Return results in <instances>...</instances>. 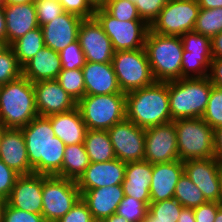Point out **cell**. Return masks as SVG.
Returning a JSON list of instances; mask_svg holds the SVG:
<instances>
[{
    "label": "cell",
    "instance_id": "cell-1",
    "mask_svg": "<svg viewBox=\"0 0 222 222\" xmlns=\"http://www.w3.org/2000/svg\"><path fill=\"white\" fill-rule=\"evenodd\" d=\"M33 173L62 177L65 144L55 136L50 120L37 116L21 128Z\"/></svg>",
    "mask_w": 222,
    "mask_h": 222
},
{
    "label": "cell",
    "instance_id": "cell-2",
    "mask_svg": "<svg viewBox=\"0 0 222 222\" xmlns=\"http://www.w3.org/2000/svg\"><path fill=\"white\" fill-rule=\"evenodd\" d=\"M126 119L143 129L171 122L168 81L126 93Z\"/></svg>",
    "mask_w": 222,
    "mask_h": 222
},
{
    "label": "cell",
    "instance_id": "cell-3",
    "mask_svg": "<svg viewBox=\"0 0 222 222\" xmlns=\"http://www.w3.org/2000/svg\"><path fill=\"white\" fill-rule=\"evenodd\" d=\"M38 116L33 83L21 76L0 86V123L21 129Z\"/></svg>",
    "mask_w": 222,
    "mask_h": 222
},
{
    "label": "cell",
    "instance_id": "cell-4",
    "mask_svg": "<svg viewBox=\"0 0 222 222\" xmlns=\"http://www.w3.org/2000/svg\"><path fill=\"white\" fill-rule=\"evenodd\" d=\"M155 81L182 79L183 44L180 36L148 31L144 45Z\"/></svg>",
    "mask_w": 222,
    "mask_h": 222
},
{
    "label": "cell",
    "instance_id": "cell-5",
    "mask_svg": "<svg viewBox=\"0 0 222 222\" xmlns=\"http://www.w3.org/2000/svg\"><path fill=\"white\" fill-rule=\"evenodd\" d=\"M212 87L213 85L208 77L168 81L172 121L201 118L209 101Z\"/></svg>",
    "mask_w": 222,
    "mask_h": 222
},
{
    "label": "cell",
    "instance_id": "cell-6",
    "mask_svg": "<svg viewBox=\"0 0 222 222\" xmlns=\"http://www.w3.org/2000/svg\"><path fill=\"white\" fill-rule=\"evenodd\" d=\"M76 106L90 130H108L126 119V94L85 95Z\"/></svg>",
    "mask_w": 222,
    "mask_h": 222
},
{
    "label": "cell",
    "instance_id": "cell-7",
    "mask_svg": "<svg viewBox=\"0 0 222 222\" xmlns=\"http://www.w3.org/2000/svg\"><path fill=\"white\" fill-rule=\"evenodd\" d=\"M180 161L214 157V129L202 118L174 120Z\"/></svg>",
    "mask_w": 222,
    "mask_h": 222
},
{
    "label": "cell",
    "instance_id": "cell-8",
    "mask_svg": "<svg viewBox=\"0 0 222 222\" xmlns=\"http://www.w3.org/2000/svg\"><path fill=\"white\" fill-rule=\"evenodd\" d=\"M111 63L119 87L125 94L155 82L145 48L114 52Z\"/></svg>",
    "mask_w": 222,
    "mask_h": 222
},
{
    "label": "cell",
    "instance_id": "cell-9",
    "mask_svg": "<svg viewBox=\"0 0 222 222\" xmlns=\"http://www.w3.org/2000/svg\"><path fill=\"white\" fill-rule=\"evenodd\" d=\"M81 198L76 181L56 175H42V216L57 222Z\"/></svg>",
    "mask_w": 222,
    "mask_h": 222
},
{
    "label": "cell",
    "instance_id": "cell-10",
    "mask_svg": "<svg viewBox=\"0 0 222 222\" xmlns=\"http://www.w3.org/2000/svg\"><path fill=\"white\" fill-rule=\"evenodd\" d=\"M94 18L110 38L115 52L144 48L150 26L143 20L119 21L103 7L95 9Z\"/></svg>",
    "mask_w": 222,
    "mask_h": 222
},
{
    "label": "cell",
    "instance_id": "cell-11",
    "mask_svg": "<svg viewBox=\"0 0 222 222\" xmlns=\"http://www.w3.org/2000/svg\"><path fill=\"white\" fill-rule=\"evenodd\" d=\"M199 11L197 0H169L150 25V31L171 36L194 31Z\"/></svg>",
    "mask_w": 222,
    "mask_h": 222
},
{
    "label": "cell",
    "instance_id": "cell-12",
    "mask_svg": "<svg viewBox=\"0 0 222 222\" xmlns=\"http://www.w3.org/2000/svg\"><path fill=\"white\" fill-rule=\"evenodd\" d=\"M107 131L117 159L126 163L144 160L145 129L124 119Z\"/></svg>",
    "mask_w": 222,
    "mask_h": 222
},
{
    "label": "cell",
    "instance_id": "cell-13",
    "mask_svg": "<svg viewBox=\"0 0 222 222\" xmlns=\"http://www.w3.org/2000/svg\"><path fill=\"white\" fill-rule=\"evenodd\" d=\"M174 122L145 129L144 160L151 164L179 160Z\"/></svg>",
    "mask_w": 222,
    "mask_h": 222
},
{
    "label": "cell",
    "instance_id": "cell-14",
    "mask_svg": "<svg viewBox=\"0 0 222 222\" xmlns=\"http://www.w3.org/2000/svg\"><path fill=\"white\" fill-rule=\"evenodd\" d=\"M78 41L86 61L112 62L115 51L111 40L95 18L83 19L78 32Z\"/></svg>",
    "mask_w": 222,
    "mask_h": 222
},
{
    "label": "cell",
    "instance_id": "cell-15",
    "mask_svg": "<svg viewBox=\"0 0 222 222\" xmlns=\"http://www.w3.org/2000/svg\"><path fill=\"white\" fill-rule=\"evenodd\" d=\"M184 172L207 201L219 202L222 165L213 157L183 161Z\"/></svg>",
    "mask_w": 222,
    "mask_h": 222
},
{
    "label": "cell",
    "instance_id": "cell-16",
    "mask_svg": "<svg viewBox=\"0 0 222 222\" xmlns=\"http://www.w3.org/2000/svg\"><path fill=\"white\" fill-rule=\"evenodd\" d=\"M33 86L39 116L48 117L67 112L77 105L56 79L39 81L33 83Z\"/></svg>",
    "mask_w": 222,
    "mask_h": 222
},
{
    "label": "cell",
    "instance_id": "cell-17",
    "mask_svg": "<svg viewBox=\"0 0 222 222\" xmlns=\"http://www.w3.org/2000/svg\"><path fill=\"white\" fill-rule=\"evenodd\" d=\"M126 162L117 158L108 162H90L76 181L80 191L122 184L125 178Z\"/></svg>",
    "mask_w": 222,
    "mask_h": 222
},
{
    "label": "cell",
    "instance_id": "cell-18",
    "mask_svg": "<svg viewBox=\"0 0 222 222\" xmlns=\"http://www.w3.org/2000/svg\"><path fill=\"white\" fill-rule=\"evenodd\" d=\"M6 202L13 208L42 213V174L20 175Z\"/></svg>",
    "mask_w": 222,
    "mask_h": 222
},
{
    "label": "cell",
    "instance_id": "cell-19",
    "mask_svg": "<svg viewBox=\"0 0 222 222\" xmlns=\"http://www.w3.org/2000/svg\"><path fill=\"white\" fill-rule=\"evenodd\" d=\"M82 18L63 12L52 22L41 26L45 46L60 52L69 44L78 40V32Z\"/></svg>",
    "mask_w": 222,
    "mask_h": 222
},
{
    "label": "cell",
    "instance_id": "cell-20",
    "mask_svg": "<svg viewBox=\"0 0 222 222\" xmlns=\"http://www.w3.org/2000/svg\"><path fill=\"white\" fill-rule=\"evenodd\" d=\"M0 159L20 175L33 173L21 129L5 128L0 142Z\"/></svg>",
    "mask_w": 222,
    "mask_h": 222
},
{
    "label": "cell",
    "instance_id": "cell-21",
    "mask_svg": "<svg viewBox=\"0 0 222 222\" xmlns=\"http://www.w3.org/2000/svg\"><path fill=\"white\" fill-rule=\"evenodd\" d=\"M94 221H102L113 215L124 198L122 184L80 191Z\"/></svg>",
    "mask_w": 222,
    "mask_h": 222
},
{
    "label": "cell",
    "instance_id": "cell-22",
    "mask_svg": "<svg viewBox=\"0 0 222 222\" xmlns=\"http://www.w3.org/2000/svg\"><path fill=\"white\" fill-rule=\"evenodd\" d=\"M82 73L85 95L125 94L119 87L112 63L86 61Z\"/></svg>",
    "mask_w": 222,
    "mask_h": 222
},
{
    "label": "cell",
    "instance_id": "cell-23",
    "mask_svg": "<svg viewBox=\"0 0 222 222\" xmlns=\"http://www.w3.org/2000/svg\"><path fill=\"white\" fill-rule=\"evenodd\" d=\"M183 173L184 164L180 160L153 164L150 181L151 202L173 198L176 184Z\"/></svg>",
    "mask_w": 222,
    "mask_h": 222
},
{
    "label": "cell",
    "instance_id": "cell-24",
    "mask_svg": "<svg viewBox=\"0 0 222 222\" xmlns=\"http://www.w3.org/2000/svg\"><path fill=\"white\" fill-rule=\"evenodd\" d=\"M6 41L10 46L29 31L39 27L34 2L4 5Z\"/></svg>",
    "mask_w": 222,
    "mask_h": 222
},
{
    "label": "cell",
    "instance_id": "cell-25",
    "mask_svg": "<svg viewBox=\"0 0 222 222\" xmlns=\"http://www.w3.org/2000/svg\"><path fill=\"white\" fill-rule=\"evenodd\" d=\"M153 164L148 161L127 162L122 182L124 196L134 197L149 206Z\"/></svg>",
    "mask_w": 222,
    "mask_h": 222
},
{
    "label": "cell",
    "instance_id": "cell-26",
    "mask_svg": "<svg viewBox=\"0 0 222 222\" xmlns=\"http://www.w3.org/2000/svg\"><path fill=\"white\" fill-rule=\"evenodd\" d=\"M61 70L59 52L45 46L22 66V76L36 83L56 79Z\"/></svg>",
    "mask_w": 222,
    "mask_h": 222
},
{
    "label": "cell",
    "instance_id": "cell-27",
    "mask_svg": "<svg viewBox=\"0 0 222 222\" xmlns=\"http://www.w3.org/2000/svg\"><path fill=\"white\" fill-rule=\"evenodd\" d=\"M47 118L51 122L55 136L65 145L84 142L87 127L77 106L67 112L53 114Z\"/></svg>",
    "mask_w": 222,
    "mask_h": 222
},
{
    "label": "cell",
    "instance_id": "cell-28",
    "mask_svg": "<svg viewBox=\"0 0 222 222\" xmlns=\"http://www.w3.org/2000/svg\"><path fill=\"white\" fill-rule=\"evenodd\" d=\"M83 144L90 162H108L116 158L107 130L87 129Z\"/></svg>",
    "mask_w": 222,
    "mask_h": 222
},
{
    "label": "cell",
    "instance_id": "cell-29",
    "mask_svg": "<svg viewBox=\"0 0 222 222\" xmlns=\"http://www.w3.org/2000/svg\"><path fill=\"white\" fill-rule=\"evenodd\" d=\"M89 164V157L83 143L66 145L62 163V178L77 181Z\"/></svg>",
    "mask_w": 222,
    "mask_h": 222
},
{
    "label": "cell",
    "instance_id": "cell-30",
    "mask_svg": "<svg viewBox=\"0 0 222 222\" xmlns=\"http://www.w3.org/2000/svg\"><path fill=\"white\" fill-rule=\"evenodd\" d=\"M10 47L13 49L18 63L23 66L33 58L38 51L45 47L41 27L39 26L29 31L26 35L13 42Z\"/></svg>",
    "mask_w": 222,
    "mask_h": 222
},
{
    "label": "cell",
    "instance_id": "cell-31",
    "mask_svg": "<svg viewBox=\"0 0 222 222\" xmlns=\"http://www.w3.org/2000/svg\"><path fill=\"white\" fill-rule=\"evenodd\" d=\"M173 198L183 207L192 209L208 202L201 190L190 180L185 172L176 184Z\"/></svg>",
    "mask_w": 222,
    "mask_h": 222
},
{
    "label": "cell",
    "instance_id": "cell-32",
    "mask_svg": "<svg viewBox=\"0 0 222 222\" xmlns=\"http://www.w3.org/2000/svg\"><path fill=\"white\" fill-rule=\"evenodd\" d=\"M194 31L210 39L222 32V8L200 9Z\"/></svg>",
    "mask_w": 222,
    "mask_h": 222
},
{
    "label": "cell",
    "instance_id": "cell-33",
    "mask_svg": "<svg viewBox=\"0 0 222 222\" xmlns=\"http://www.w3.org/2000/svg\"><path fill=\"white\" fill-rule=\"evenodd\" d=\"M56 80L76 102L85 96V83L82 69H62Z\"/></svg>",
    "mask_w": 222,
    "mask_h": 222
},
{
    "label": "cell",
    "instance_id": "cell-34",
    "mask_svg": "<svg viewBox=\"0 0 222 222\" xmlns=\"http://www.w3.org/2000/svg\"><path fill=\"white\" fill-rule=\"evenodd\" d=\"M183 206L175 199L150 202L148 213L155 222H177Z\"/></svg>",
    "mask_w": 222,
    "mask_h": 222
},
{
    "label": "cell",
    "instance_id": "cell-35",
    "mask_svg": "<svg viewBox=\"0 0 222 222\" xmlns=\"http://www.w3.org/2000/svg\"><path fill=\"white\" fill-rule=\"evenodd\" d=\"M183 44V55L212 56L211 39L195 31L180 36Z\"/></svg>",
    "mask_w": 222,
    "mask_h": 222
},
{
    "label": "cell",
    "instance_id": "cell-36",
    "mask_svg": "<svg viewBox=\"0 0 222 222\" xmlns=\"http://www.w3.org/2000/svg\"><path fill=\"white\" fill-rule=\"evenodd\" d=\"M212 56L183 55L182 78L208 77Z\"/></svg>",
    "mask_w": 222,
    "mask_h": 222
},
{
    "label": "cell",
    "instance_id": "cell-37",
    "mask_svg": "<svg viewBox=\"0 0 222 222\" xmlns=\"http://www.w3.org/2000/svg\"><path fill=\"white\" fill-rule=\"evenodd\" d=\"M22 76V66L9 46L0 54V86L17 80Z\"/></svg>",
    "mask_w": 222,
    "mask_h": 222
},
{
    "label": "cell",
    "instance_id": "cell-38",
    "mask_svg": "<svg viewBox=\"0 0 222 222\" xmlns=\"http://www.w3.org/2000/svg\"><path fill=\"white\" fill-rule=\"evenodd\" d=\"M148 209L149 206L143 201L124 196L115 213L126 218L129 222H142L148 214Z\"/></svg>",
    "mask_w": 222,
    "mask_h": 222
},
{
    "label": "cell",
    "instance_id": "cell-39",
    "mask_svg": "<svg viewBox=\"0 0 222 222\" xmlns=\"http://www.w3.org/2000/svg\"><path fill=\"white\" fill-rule=\"evenodd\" d=\"M201 118L213 129L222 125V88L212 87L209 101Z\"/></svg>",
    "mask_w": 222,
    "mask_h": 222
},
{
    "label": "cell",
    "instance_id": "cell-40",
    "mask_svg": "<svg viewBox=\"0 0 222 222\" xmlns=\"http://www.w3.org/2000/svg\"><path fill=\"white\" fill-rule=\"evenodd\" d=\"M103 8L119 21L142 20L130 0H106Z\"/></svg>",
    "mask_w": 222,
    "mask_h": 222
},
{
    "label": "cell",
    "instance_id": "cell-41",
    "mask_svg": "<svg viewBox=\"0 0 222 222\" xmlns=\"http://www.w3.org/2000/svg\"><path fill=\"white\" fill-rule=\"evenodd\" d=\"M62 69H82L85 65V55L80 47L79 41H75L59 52Z\"/></svg>",
    "mask_w": 222,
    "mask_h": 222
},
{
    "label": "cell",
    "instance_id": "cell-42",
    "mask_svg": "<svg viewBox=\"0 0 222 222\" xmlns=\"http://www.w3.org/2000/svg\"><path fill=\"white\" fill-rule=\"evenodd\" d=\"M34 5L40 27L48 22H52L54 18H57L64 12L59 0H35Z\"/></svg>",
    "mask_w": 222,
    "mask_h": 222
},
{
    "label": "cell",
    "instance_id": "cell-43",
    "mask_svg": "<svg viewBox=\"0 0 222 222\" xmlns=\"http://www.w3.org/2000/svg\"><path fill=\"white\" fill-rule=\"evenodd\" d=\"M168 1L169 0H135V6L140 18L150 26Z\"/></svg>",
    "mask_w": 222,
    "mask_h": 222
},
{
    "label": "cell",
    "instance_id": "cell-44",
    "mask_svg": "<svg viewBox=\"0 0 222 222\" xmlns=\"http://www.w3.org/2000/svg\"><path fill=\"white\" fill-rule=\"evenodd\" d=\"M2 222H46L42 214L30 213L11 207L7 202L4 206Z\"/></svg>",
    "mask_w": 222,
    "mask_h": 222
},
{
    "label": "cell",
    "instance_id": "cell-45",
    "mask_svg": "<svg viewBox=\"0 0 222 222\" xmlns=\"http://www.w3.org/2000/svg\"><path fill=\"white\" fill-rule=\"evenodd\" d=\"M65 12L79 16L82 19L94 18L95 9L87 0H59Z\"/></svg>",
    "mask_w": 222,
    "mask_h": 222
},
{
    "label": "cell",
    "instance_id": "cell-46",
    "mask_svg": "<svg viewBox=\"0 0 222 222\" xmlns=\"http://www.w3.org/2000/svg\"><path fill=\"white\" fill-rule=\"evenodd\" d=\"M19 176L20 174L8 167L0 159V199L7 200L9 198L12 188Z\"/></svg>",
    "mask_w": 222,
    "mask_h": 222
},
{
    "label": "cell",
    "instance_id": "cell-47",
    "mask_svg": "<svg viewBox=\"0 0 222 222\" xmlns=\"http://www.w3.org/2000/svg\"><path fill=\"white\" fill-rule=\"evenodd\" d=\"M57 222H94L87 204L80 198Z\"/></svg>",
    "mask_w": 222,
    "mask_h": 222
},
{
    "label": "cell",
    "instance_id": "cell-48",
    "mask_svg": "<svg viewBox=\"0 0 222 222\" xmlns=\"http://www.w3.org/2000/svg\"><path fill=\"white\" fill-rule=\"evenodd\" d=\"M221 205L219 202H210L193 209L195 222H214L217 211Z\"/></svg>",
    "mask_w": 222,
    "mask_h": 222
},
{
    "label": "cell",
    "instance_id": "cell-49",
    "mask_svg": "<svg viewBox=\"0 0 222 222\" xmlns=\"http://www.w3.org/2000/svg\"><path fill=\"white\" fill-rule=\"evenodd\" d=\"M208 78L213 86L222 88V59H212Z\"/></svg>",
    "mask_w": 222,
    "mask_h": 222
},
{
    "label": "cell",
    "instance_id": "cell-50",
    "mask_svg": "<svg viewBox=\"0 0 222 222\" xmlns=\"http://www.w3.org/2000/svg\"><path fill=\"white\" fill-rule=\"evenodd\" d=\"M214 158L222 165V125L214 129Z\"/></svg>",
    "mask_w": 222,
    "mask_h": 222
},
{
    "label": "cell",
    "instance_id": "cell-51",
    "mask_svg": "<svg viewBox=\"0 0 222 222\" xmlns=\"http://www.w3.org/2000/svg\"><path fill=\"white\" fill-rule=\"evenodd\" d=\"M211 51L213 59H222V32L211 38Z\"/></svg>",
    "mask_w": 222,
    "mask_h": 222
},
{
    "label": "cell",
    "instance_id": "cell-52",
    "mask_svg": "<svg viewBox=\"0 0 222 222\" xmlns=\"http://www.w3.org/2000/svg\"><path fill=\"white\" fill-rule=\"evenodd\" d=\"M177 222H195L193 209L183 207Z\"/></svg>",
    "mask_w": 222,
    "mask_h": 222
},
{
    "label": "cell",
    "instance_id": "cell-53",
    "mask_svg": "<svg viewBox=\"0 0 222 222\" xmlns=\"http://www.w3.org/2000/svg\"><path fill=\"white\" fill-rule=\"evenodd\" d=\"M200 9L222 8V0H197Z\"/></svg>",
    "mask_w": 222,
    "mask_h": 222
},
{
    "label": "cell",
    "instance_id": "cell-54",
    "mask_svg": "<svg viewBox=\"0 0 222 222\" xmlns=\"http://www.w3.org/2000/svg\"><path fill=\"white\" fill-rule=\"evenodd\" d=\"M0 38L6 40V22L4 15V5L0 4Z\"/></svg>",
    "mask_w": 222,
    "mask_h": 222
},
{
    "label": "cell",
    "instance_id": "cell-55",
    "mask_svg": "<svg viewBox=\"0 0 222 222\" xmlns=\"http://www.w3.org/2000/svg\"><path fill=\"white\" fill-rule=\"evenodd\" d=\"M101 222H129V221L126 218L114 213L108 218L103 219Z\"/></svg>",
    "mask_w": 222,
    "mask_h": 222
},
{
    "label": "cell",
    "instance_id": "cell-56",
    "mask_svg": "<svg viewBox=\"0 0 222 222\" xmlns=\"http://www.w3.org/2000/svg\"><path fill=\"white\" fill-rule=\"evenodd\" d=\"M34 1L35 0H3V5L27 4Z\"/></svg>",
    "mask_w": 222,
    "mask_h": 222
},
{
    "label": "cell",
    "instance_id": "cell-57",
    "mask_svg": "<svg viewBox=\"0 0 222 222\" xmlns=\"http://www.w3.org/2000/svg\"><path fill=\"white\" fill-rule=\"evenodd\" d=\"M87 1L94 9L102 8L106 3V0H87Z\"/></svg>",
    "mask_w": 222,
    "mask_h": 222
},
{
    "label": "cell",
    "instance_id": "cell-58",
    "mask_svg": "<svg viewBox=\"0 0 222 222\" xmlns=\"http://www.w3.org/2000/svg\"><path fill=\"white\" fill-rule=\"evenodd\" d=\"M8 47L9 45L7 44V41L0 38V54L5 51Z\"/></svg>",
    "mask_w": 222,
    "mask_h": 222
},
{
    "label": "cell",
    "instance_id": "cell-59",
    "mask_svg": "<svg viewBox=\"0 0 222 222\" xmlns=\"http://www.w3.org/2000/svg\"><path fill=\"white\" fill-rule=\"evenodd\" d=\"M5 204H6V200L0 199V222H2Z\"/></svg>",
    "mask_w": 222,
    "mask_h": 222
},
{
    "label": "cell",
    "instance_id": "cell-60",
    "mask_svg": "<svg viewBox=\"0 0 222 222\" xmlns=\"http://www.w3.org/2000/svg\"><path fill=\"white\" fill-rule=\"evenodd\" d=\"M214 222H222V206L219 207Z\"/></svg>",
    "mask_w": 222,
    "mask_h": 222
},
{
    "label": "cell",
    "instance_id": "cell-61",
    "mask_svg": "<svg viewBox=\"0 0 222 222\" xmlns=\"http://www.w3.org/2000/svg\"><path fill=\"white\" fill-rule=\"evenodd\" d=\"M142 222H155V218L152 217L149 213L147 214L146 218Z\"/></svg>",
    "mask_w": 222,
    "mask_h": 222
},
{
    "label": "cell",
    "instance_id": "cell-62",
    "mask_svg": "<svg viewBox=\"0 0 222 222\" xmlns=\"http://www.w3.org/2000/svg\"><path fill=\"white\" fill-rule=\"evenodd\" d=\"M219 204L222 206V171H221V185H220V198Z\"/></svg>",
    "mask_w": 222,
    "mask_h": 222
},
{
    "label": "cell",
    "instance_id": "cell-63",
    "mask_svg": "<svg viewBox=\"0 0 222 222\" xmlns=\"http://www.w3.org/2000/svg\"><path fill=\"white\" fill-rule=\"evenodd\" d=\"M4 130H5V127L0 123V142H1V138L4 133Z\"/></svg>",
    "mask_w": 222,
    "mask_h": 222
}]
</instances>
